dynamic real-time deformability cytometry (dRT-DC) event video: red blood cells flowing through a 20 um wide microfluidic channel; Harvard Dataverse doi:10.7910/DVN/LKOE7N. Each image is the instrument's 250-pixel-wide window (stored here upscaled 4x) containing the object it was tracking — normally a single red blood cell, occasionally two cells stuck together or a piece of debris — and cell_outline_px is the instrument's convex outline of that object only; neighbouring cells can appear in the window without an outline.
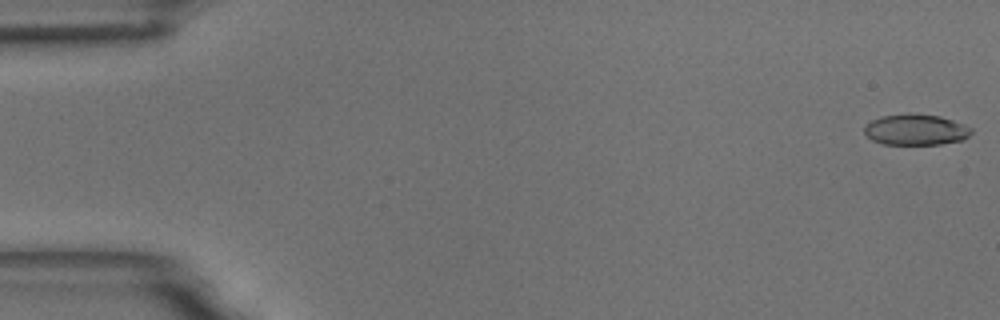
{"species": "common noctule bat (a hibernating species)", "species_latin": "Nyctalus noctula", "temperature_condition": "room temperature", "stored_images_in_passage": 56, "camera_frame_rate_fps": 3000, "um_per_image_px": 0.085, "animal": {"sex": "male", "body_mass_g": 18.8}, "frame": {"image": 1, "passage_image": 1, "time_ms": 0.0, "image_size_px": [1000, 320], "cell_outline_px": [[972, 132], [964, 140], [940, 144], [884, 144], [872, 140], [864, 132], [864, 128], [872, 120], [880, 116], [908, 112], [940, 116], [964, 124], [972, 128]], "centroid_in_image_um": [77.85, 11.01], "position_along_channel_um": 7.1, "area_um2": 19.42}}
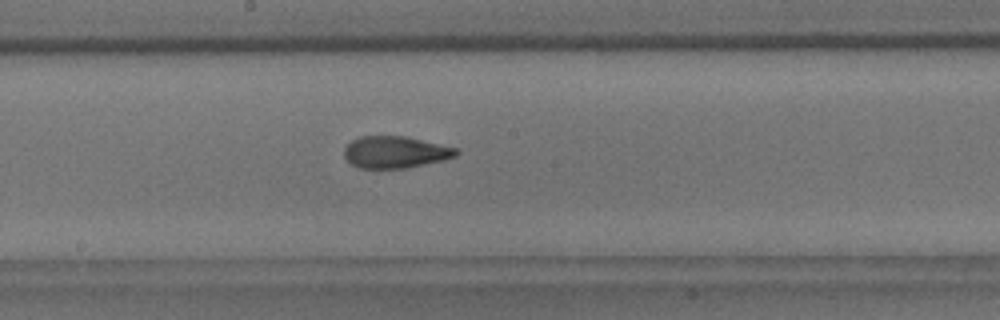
{"frame": {"image": 2, "passage_image": 30, "time_ms": 9.667, "image_size_px": [1000, 320], "cell_outline_px": [[460, 152], [456, 156], [444, 160], [408, 168], [360, 168], [352, 164], [344, 156], [344, 148], [352, 140], [360, 136], [404, 136], [456, 148]], "centroid_in_image_um": [33.6, 12.94], "position_along_channel_um": 214.6, "area_um2": 20.69}}
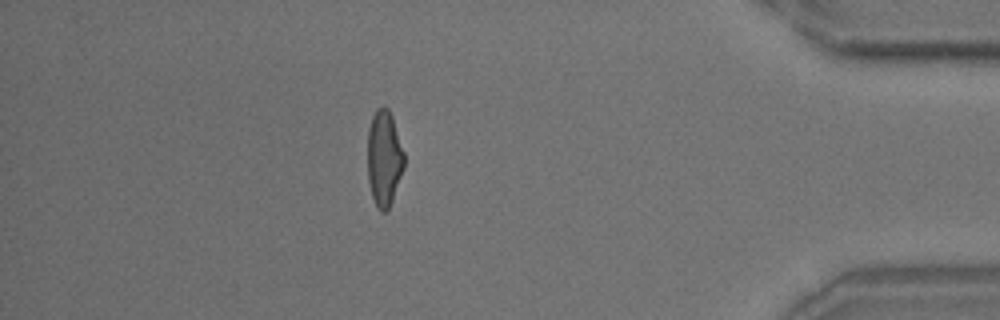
{"frame": {"image": 3, "passage_image": 49, "time_ms": 16.0, "image_size_px": [1000, 320], "cell_outline_px": [[404, 168], [392, 200], [388, 208], [384, 212], [380, 212], [376, 208], [372, 196], [368, 180], [368, 128], [372, 116], [376, 108], [384, 104], [388, 108], [392, 116], [404, 152]], "centroid_in_image_um": [32.64, 13.42], "position_along_channel_um": 402.6, "area_um2": 20.58}, "authors_computed_cell_mechanics": {"area_um2": 20.6924, "velocity_mm_per_s": 3.628, "shape_relaxation_time_tau1_ms": 5.0189, "shape_relaxation_time_tau2_ms": 1.6619, "deformation_change_tau1": 0.1781, "deformation_change_tau2": 0.0778}}